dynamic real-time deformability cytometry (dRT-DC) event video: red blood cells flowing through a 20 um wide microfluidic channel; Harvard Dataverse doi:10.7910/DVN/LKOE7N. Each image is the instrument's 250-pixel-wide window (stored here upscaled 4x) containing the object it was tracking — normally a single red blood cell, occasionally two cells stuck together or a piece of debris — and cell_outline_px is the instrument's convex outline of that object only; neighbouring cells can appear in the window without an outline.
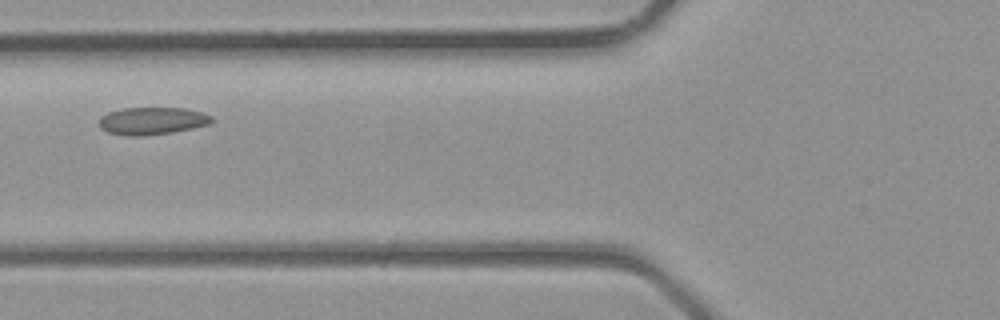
{"species": "common noctule bat (a hibernating species)", "species_latin": "Nyctalus noctula", "temperature_condition": "room temperature", "stored_images_in_passage": 2, "camera_frame_rate_fps": 3000, "um_per_image_px": 0.085, "animal": {"sex": "male", "body_mass_g": 23.1, "forearm_length_mm": 52.7}, "frame": {"image": 1, "passage_image": 2, "time_ms": 0.333, "image_size_px": [1000, 320], "cell_outline_px": [[216, 120], [212, 124], [172, 132], [140, 136], [128, 136], [108, 132], [100, 128], [100, 116], [108, 112], [124, 108], [184, 108], [200, 112], [212, 116]], "centroid_in_image_um": [12.96, 10.27], "position_along_channel_um": 112.8, "area_um2": 18.03}}